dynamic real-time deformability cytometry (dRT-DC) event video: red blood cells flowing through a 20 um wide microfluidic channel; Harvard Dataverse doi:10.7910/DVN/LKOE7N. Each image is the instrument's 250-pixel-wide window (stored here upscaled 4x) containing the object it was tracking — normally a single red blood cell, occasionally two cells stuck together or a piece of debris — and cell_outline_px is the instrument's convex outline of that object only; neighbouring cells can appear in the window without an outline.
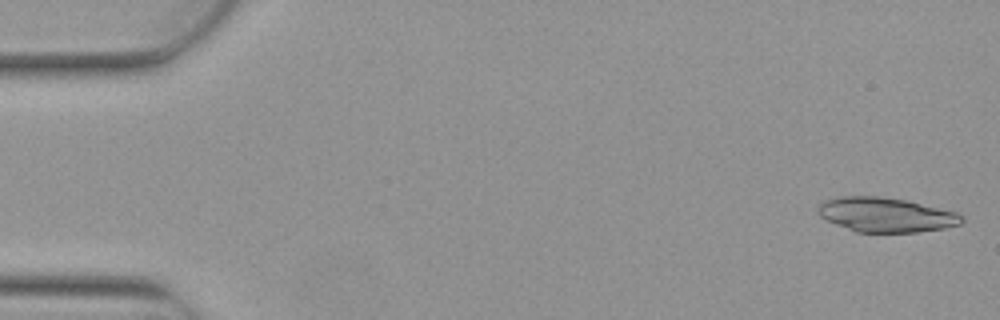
{"species": "Egyptian fruit bat (a non-hibernating species)", "species_latin": "Rousettus aegyptiacus", "temperature_condition": "warm", "stored_images_in_passage": 3, "camera_frame_rate_fps": 3000, "um_per_image_px": 0.085, "animal": {"sex": "female"}, "frame": {"image": 1, "passage_image": 1, "time_ms": 0.0, "image_size_px": [1000, 320], "cell_outline_px": [[964, 220], [960, 224], [944, 228], [916, 232], [856, 232], [836, 224], [820, 216], [816, 208], [824, 200], [840, 196], [880, 196], [904, 200], [956, 212], [964, 216]], "centroid_in_image_um": [75.28, 18.25], "position_along_channel_um": 9.7, "area_um2": 28.73}}